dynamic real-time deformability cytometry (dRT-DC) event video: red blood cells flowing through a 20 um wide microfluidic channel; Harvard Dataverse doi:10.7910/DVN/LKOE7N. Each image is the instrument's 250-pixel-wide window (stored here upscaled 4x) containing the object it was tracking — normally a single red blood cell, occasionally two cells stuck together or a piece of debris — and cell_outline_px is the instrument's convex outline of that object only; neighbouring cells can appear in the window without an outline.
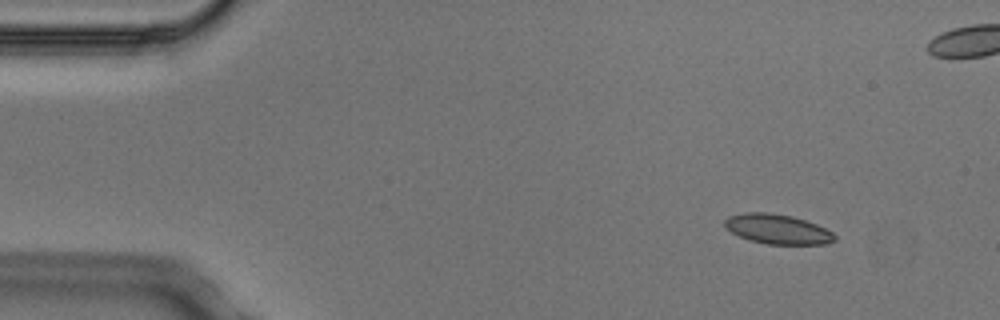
{"species": "Egyptian fruit bat (a non-hibernating species)", "species_latin": "Rousettus aegyptiacus", "temperature_condition": "cold", "stored_images_in_passage": 4, "camera_frame_rate_fps": 3000, "um_per_image_px": 0.085, "animal": {"sex": "male"}, "frame": {"image": 1, "passage_image": 1, "time_ms": 0.0, "image_size_px": [1000, 320], "cell_outline_px": [[836, 240], [828, 244], [768, 244], [748, 240], [724, 228], [724, 220], [728, 216], [744, 212], [768, 212], [792, 216], [816, 224], [832, 232], [836, 236]], "centroid_in_image_um": [66.07, 19.47], "position_along_channel_um": 18.9, "area_um2": 19.13}}